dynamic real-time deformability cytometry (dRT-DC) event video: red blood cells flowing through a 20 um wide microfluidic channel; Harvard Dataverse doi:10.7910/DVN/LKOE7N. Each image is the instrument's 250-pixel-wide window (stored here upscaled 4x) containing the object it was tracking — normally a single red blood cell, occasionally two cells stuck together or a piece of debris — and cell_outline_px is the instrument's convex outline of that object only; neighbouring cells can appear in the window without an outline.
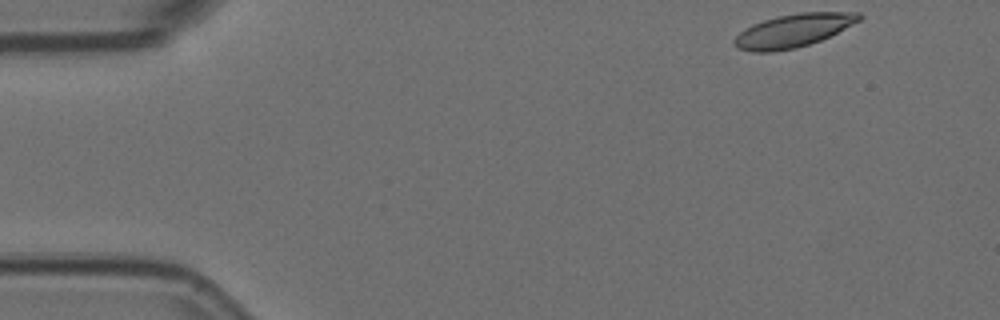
{"species": "Egyptian fruit bat (a non-hibernating species)", "species_latin": "Rousettus aegyptiacus", "temperature_condition": "room temperature", "stored_images_in_passage": 52, "camera_frame_rate_fps": 3000, "um_per_image_px": 0.085, "animal": {"sex": "female"}, "frame": {"image": 1, "passage_image": 1, "time_ms": 0.0, "image_size_px": [1000, 320], "cell_outline_px": [[864, 16], [860, 20], [820, 40], [796, 48], [772, 52], [752, 52], [736, 48], [732, 40], [744, 28], [752, 24], [776, 16], [800, 12], [860, 12]], "centroid_in_image_um": [67.38, 2.6], "position_along_channel_um": 17.6, "area_um2": 24.1}}
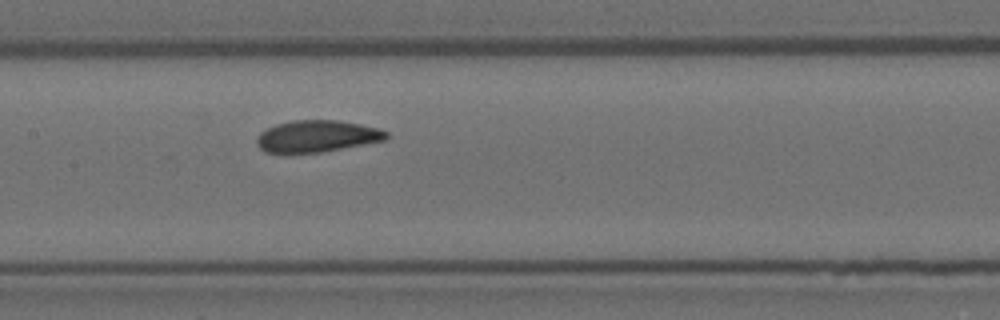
{"frame": {"image": 2, "passage_image": 23, "time_ms": 7.333, "image_size_px": [1000, 320], "cell_outline_px": [[388, 136], [384, 140], [320, 152], [264, 152], [256, 144], [256, 136], [260, 132], [276, 124], [292, 120], [336, 120], [360, 124], [376, 128], [388, 132]], "centroid_in_image_um": [26.89, 11.56], "position_along_channel_um": 180.5, "area_um2": 23.64}}
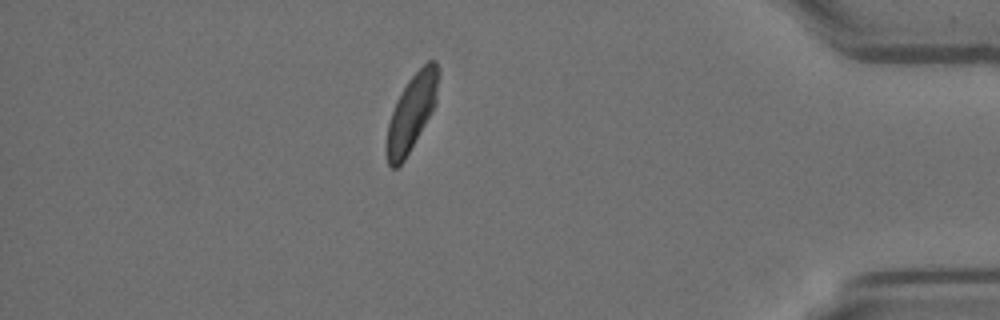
{"frame": {"image": 3, "passage_image": 45, "time_ms": 14.667, "image_size_px": [1000, 320], "cell_outline_px": [[440, 72], [436, 104], [404, 160], [396, 168], [392, 168], [388, 164], [388, 124], [396, 100], [408, 80], [428, 60], [436, 60]], "centroid_in_image_um": [35.03, 9.48], "position_along_channel_um": 400.2, "area_um2": 22.43}, "authors_computed_cell_mechanics": {"area_um2": 24.1604, "velocity_mm_per_s": 3.5643, "shape_relaxation_time_tau1_ms": 4.6711, "shape_relaxation_time_tau2_ms": 1.4575, "deformation_change_tau1": 0.1473, "deformation_change_tau2": 0.0818}}